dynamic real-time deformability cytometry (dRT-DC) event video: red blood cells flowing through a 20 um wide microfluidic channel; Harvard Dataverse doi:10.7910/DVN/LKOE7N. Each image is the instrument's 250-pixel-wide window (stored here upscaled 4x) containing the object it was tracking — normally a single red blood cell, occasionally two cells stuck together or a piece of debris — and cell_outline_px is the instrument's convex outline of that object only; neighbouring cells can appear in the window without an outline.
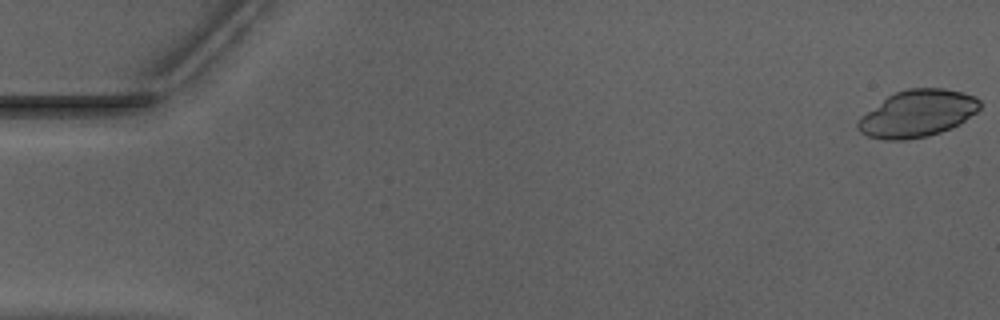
{"species": "Egyptian fruit bat (a non-hibernating species)", "species_latin": "Rousettus aegyptiacus", "temperature_condition": "warm", "stored_images_in_passage": 52, "camera_frame_rate_fps": 3000, "um_per_image_px": 0.085, "animal": {"sex": "male"}, "frame": {"image": 1, "passage_image": 1, "time_ms": 0.0, "image_size_px": [1000, 320], "cell_outline_px": [[980, 108], [976, 112], [960, 124], [940, 132], [928, 136], [904, 140], [880, 140], [868, 136], [860, 132], [856, 128], [856, 124], [860, 116], [888, 96], [896, 92], [908, 88], [944, 88], [976, 96], [980, 100]], "centroid_in_image_um": [77.96, 9.66], "position_along_channel_um": 7.0, "area_um2": 33.47}}